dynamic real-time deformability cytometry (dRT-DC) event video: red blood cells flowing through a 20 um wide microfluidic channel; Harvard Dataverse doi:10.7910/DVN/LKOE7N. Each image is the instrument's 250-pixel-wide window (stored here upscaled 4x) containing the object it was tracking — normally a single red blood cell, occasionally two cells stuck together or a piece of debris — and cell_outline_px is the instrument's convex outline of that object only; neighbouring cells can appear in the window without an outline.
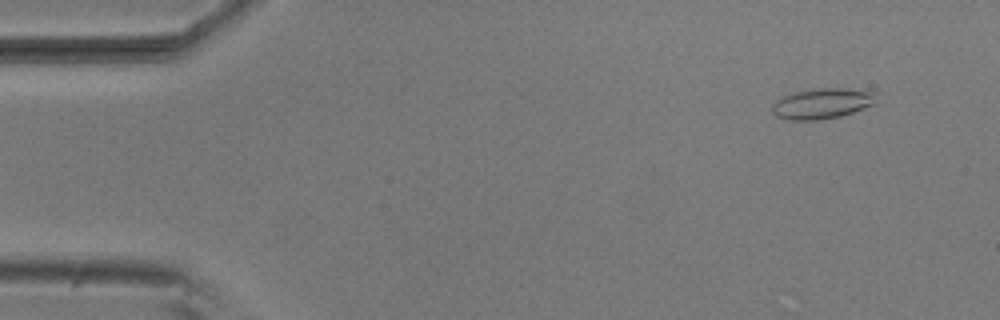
{"species": "common noctule bat (a hibernating species)", "species_latin": "Nyctalus noctula", "temperature_condition": "room temperature", "stored_images_in_passage": 53, "camera_frame_rate_fps": 3000, "um_per_image_px": 0.085, "animal": {"sex": "male", "body_mass_g": 20.5, "forearm_length_mm": 52.5}, "frame": {"image": 1, "passage_image": 5, "time_ms": 1.333, "image_size_px": [1000, 320], "cell_outline_px": [[876, 104], [840, 116], [820, 120], [792, 120], [776, 116], [772, 112], [772, 104], [776, 100], [784, 96], [796, 92], [812, 88], [848, 88], [876, 92]], "centroid_in_image_um": [69.9, 8.79], "position_along_channel_um": 15.1, "area_um2": 18.61}}
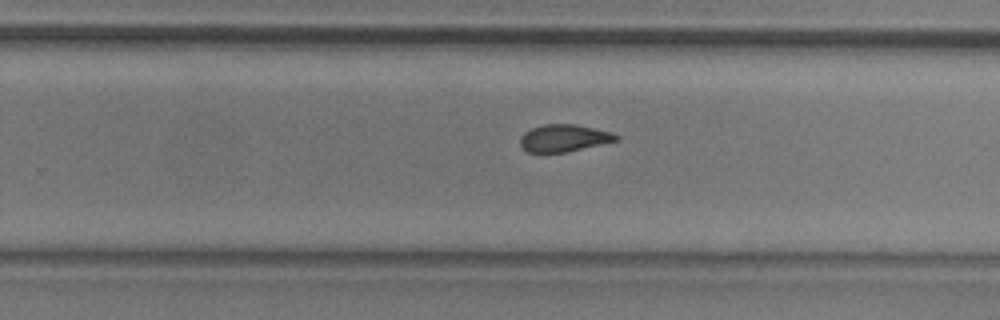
{"frame": {"image": 2, "passage_image": 34, "time_ms": 11.0, "image_size_px": [1000, 320], "cell_outline_px": [[620, 140], [564, 152], [528, 152], [520, 144], [520, 136], [524, 132], [532, 128], [544, 124], [576, 124], [612, 132], [620, 136]], "centroid_in_image_um": [47.95, 11.72], "position_along_channel_um": 281.8, "area_um2": 15.14}}
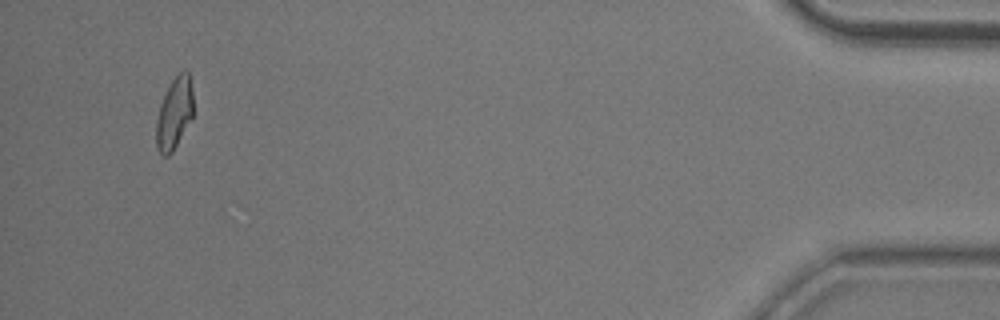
{"frame": {"image": 3, "passage_image": 51, "time_ms": 16.667, "image_size_px": [1000, 320], "cell_outline_px": [[192, 116], [172, 152], [168, 156], [164, 156], [156, 148], [156, 120], [160, 104], [172, 80], [184, 68], [188, 72], [192, 92]], "centroid_in_image_um": [14.79, 9.64], "position_along_channel_um": 420.4, "area_um2": 15.09}, "authors_computed_cell_mechanics": {"area_um2": 16.1262, "velocity_mm_per_s": 3.8267, "shape_relaxation_time_tau1_ms": null, "shape_relaxation_time_tau2_ms": 1.928, "deformation_change_tau1": null, "deformation_change_tau2": 0.0738}}